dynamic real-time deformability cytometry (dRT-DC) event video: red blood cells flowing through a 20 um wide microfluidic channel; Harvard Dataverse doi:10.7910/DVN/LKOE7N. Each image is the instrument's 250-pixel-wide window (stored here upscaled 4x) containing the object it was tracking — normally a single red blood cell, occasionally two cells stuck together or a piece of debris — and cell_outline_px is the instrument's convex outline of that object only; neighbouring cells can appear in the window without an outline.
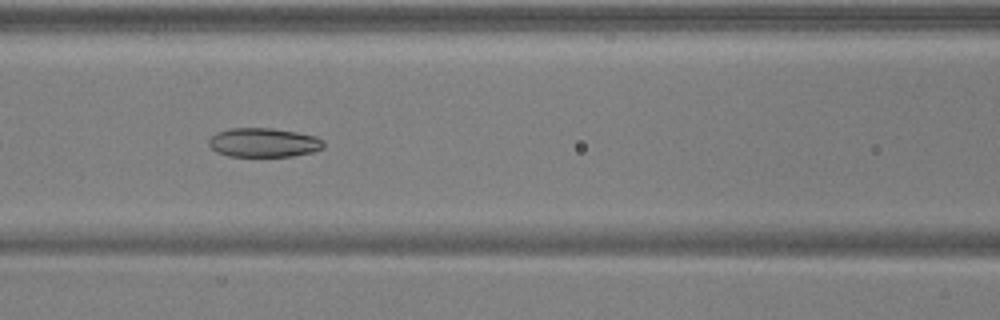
{"species": "common noctule bat (a hibernating species)", "species_latin": "Nyctalus noctula", "temperature_condition": "warm", "stored_images_in_passage": 37, "camera_frame_rate_fps": 3000, "um_per_image_px": 0.085, "animal": {"sex": "male", "body_mass_g": 17.9, "forearm_length_mm": 54.2}, "frame": {"image": 1, "passage_image": 8, "time_ms": 2.333, "image_size_px": [1000, 320], "cell_outline_px": [[324, 148], [312, 152], [292, 156], [228, 156], [216, 152], [208, 144], [208, 140], [216, 132], [232, 128], [272, 128], [296, 132], [316, 136], [324, 140]], "centroid_in_image_um": [22.42, 12.12], "position_along_channel_um": 144.2, "area_um2": 19.54}}
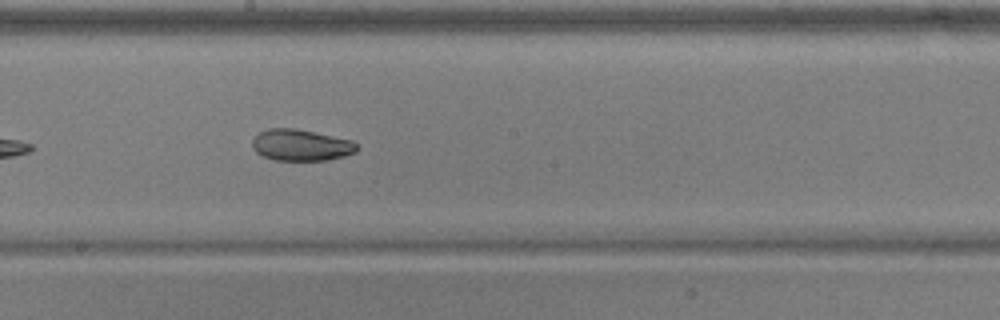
{"frame": {"image": 2, "passage_image": 14, "time_ms": 4.333, "image_size_px": [1000, 320], "cell_outline_px": [[356, 152], [344, 156], [328, 160], [276, 160], [264, 156], [256, 152], [252, 148], [252, 140], [260, 132], [268, 128], [296, 128], [352, 140], [356, 144]], "centroid_in_image_um": [25.57, 12.33], "position_along_channel_um": 222.6, "area_um2": 19.07}}
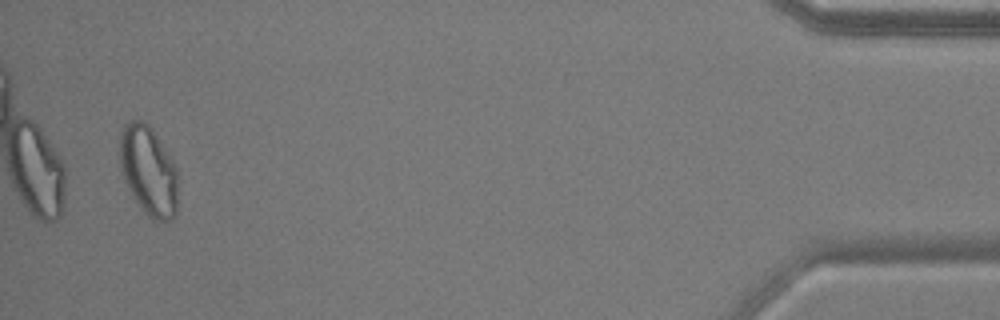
{"frame": {"image": 3, "passage_image": 35, "time_ms": 11.333, "image_size_px": [1000, 320], "cell_outline_px": [[176, 212], [172, 220], [152, 220], [140, 208], [128, 188], [124, 180], [120, 164], [120, 136], [124, 124], [132, 120], [140, 120], [148, 124], [152, 128], [172, 160], [176, 168]], "centroid_in_image_um": [12.6, 14.51], "position_along_channel_um": 422.6, "area_um2": 30.06}, "authors_computed_cell_mechanics": {"area_um2": 20.6346, "velocity_mm_per_s": 3.9308, "shape_relaxation_time_tau1_ms": 5.7404, "shape_relaxation_time_tau2_ms": 2.8265, "deformation_change_tau1": 0.1338, "deformation_change_tau2": 0.0782}}